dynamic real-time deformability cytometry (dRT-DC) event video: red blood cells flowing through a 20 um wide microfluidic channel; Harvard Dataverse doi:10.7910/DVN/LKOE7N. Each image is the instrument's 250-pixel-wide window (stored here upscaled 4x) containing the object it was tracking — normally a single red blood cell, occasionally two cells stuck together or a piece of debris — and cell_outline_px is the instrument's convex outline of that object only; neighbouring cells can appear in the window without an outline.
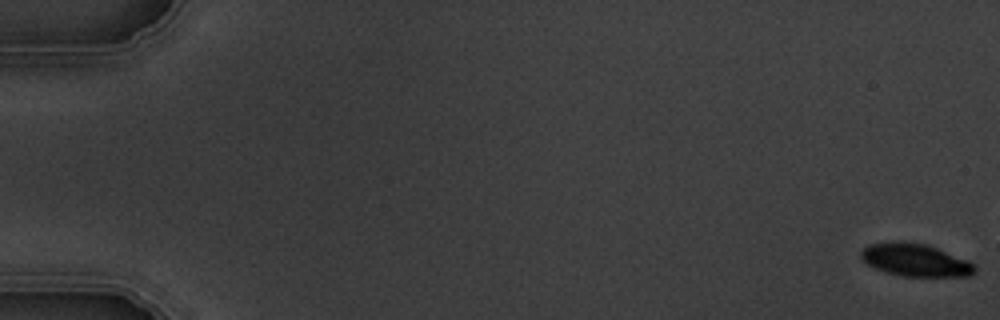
{"species": "common noctule bat (a hibernating species)", "species_latin": "Nyctalus noctula", "temperature_condition": "warm", "stored_images_in_passage": 6, "camera_frame_rate_fps": 3000, "um_per_image_px": 0.085, "animal": {"sex": "male", "body_mass_g": 19.5, "forearm_length_mm": 54.6}, "frame": {"image": 1, "passage_image": 1, "time_ms": 0.0, "image_size_px": [1000, 320], "cell_outline_px": [[976, 272], [972, 276], [904, 276], [888, 272], [876, 268], [860, 260], [860, 252], [868, 244], [904, 240], [924, 244], [936, 248], [968, 260], [976, 268]], "centroid_in_image_um": [77.79, 22.09], "position_along_channel_um": 7.2, "area_um2": 21.56}}